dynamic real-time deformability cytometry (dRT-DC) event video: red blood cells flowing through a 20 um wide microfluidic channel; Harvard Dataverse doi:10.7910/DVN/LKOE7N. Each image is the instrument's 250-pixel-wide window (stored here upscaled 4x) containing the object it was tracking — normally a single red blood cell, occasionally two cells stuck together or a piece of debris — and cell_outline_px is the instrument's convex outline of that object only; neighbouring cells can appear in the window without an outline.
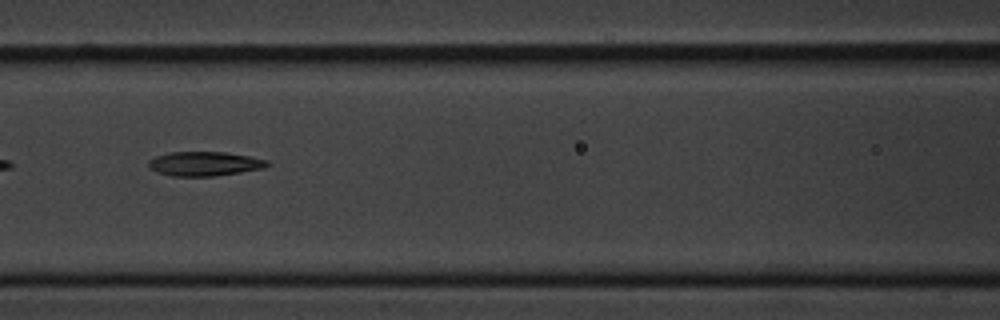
{"species": "common noctule bat (a hibernating species)", "species_latin": "Nyctalus noctula", "temperature_condition": "cold", "stored_images_in_passage": 7, "segment_of_instrument_passage": [1, 2], "camera_frame_rate_fps": 3000, "um_per_image_px": 0.085, "animal": {"sex": "male", "body_mass_g": 20.1, "forearm_length_mm": 53.5}, "frame": {"image": 1, "passage_image": 4, "time_ms": 3.667, "image_size_px": [1000, 320], "cell_outline_px": [[272, 164], [264, 168], [216, 176], [172, 176], [156, 172], [148, 168], [148, 160], [156, 156], [168, 152], [224, 152], [248, 156], [268, 160]], "centroid_in_image_um": [17.37, 13.92], "position_along_channel_um": 149.2, "area_um2": 16.94}}
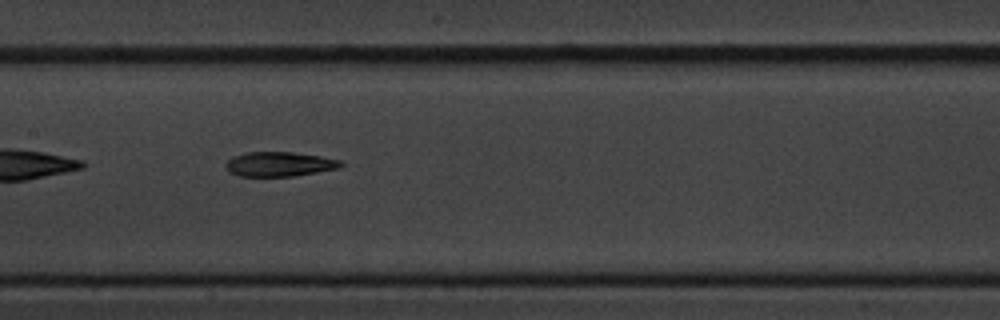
{"frame": {"image": 2, "passage_image": 5, "time_ms": 4.667, "image_size_px": [1000, 320], "cell_outline_px": [[344, 164], [340, 168], [296, 176], [240, 176], [228, 172], [224, 164], [232, 156], [244, 152], [292, 152], [320, 156], [340, 160]], "centroid_in_image_um": [23.73, 13.95], "position_along_channel_um": 183.7, "area_um2": 16.65}}
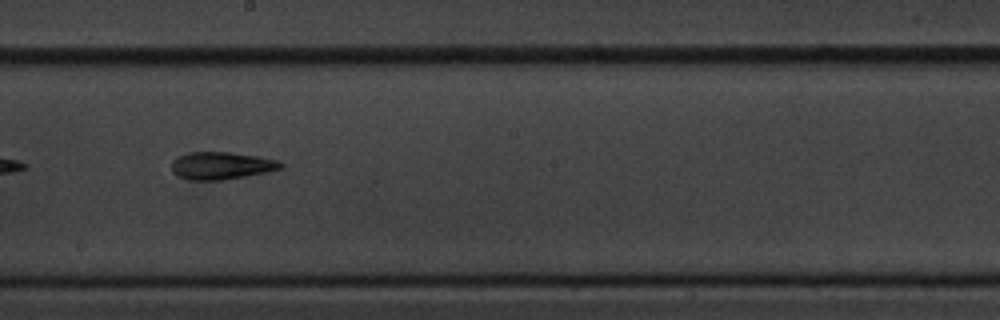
{"frame": {"image": 3, "passage_image": 6, "time_ms": 6.0, "image_size_px": [1000, 320], "cell_outline_px": [[284, 168], [224, 180], [192, 180], [180, 176], [172, 172], [172, 160], [176, 156], [188, 152], [228, 152], [256, 156], [276, 160], [284, 164]], "centroid_in_image_um": [18.78, 14.07], "position_along_channel_um": 229.4, "area_um2": 17.34}}